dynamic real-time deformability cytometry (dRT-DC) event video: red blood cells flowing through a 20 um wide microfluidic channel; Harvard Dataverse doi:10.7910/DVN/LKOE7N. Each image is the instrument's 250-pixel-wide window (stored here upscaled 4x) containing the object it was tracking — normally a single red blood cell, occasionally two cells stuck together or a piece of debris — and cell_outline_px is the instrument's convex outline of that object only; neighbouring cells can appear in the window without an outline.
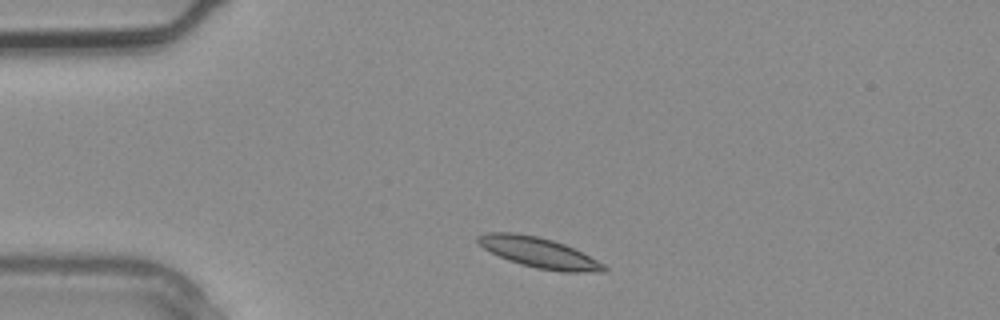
{"species": "common noctule bat (a hibernating species)", "species_latin": "Nyctalus noctula", "temperature_condition": "warm", "stored_images_in_passage": 1, "camera_frame_rate_fps": 3000, "um_per_image_px": 0.085, "animal": {"sex": "male", "body_mass_g": 20.4}, "frame": {"image": 1, "passage_image": 1, "time_ms": 0.0, "image_size_px": [1000, 320], "cell_outline_px": [[608, 272], [560, 272], [536, 268], [520, 264], [508, 260], [484, 248], [476, 240], [476, 236], [488, 232], [516, 232], [536, 236], [552, 240], [564, 244], [604, 264], [608, 268]], "centroid_in_image_um": [45.81, 21.48], "position_along_channel_um": 39.2, "area_um2": 22.14}}